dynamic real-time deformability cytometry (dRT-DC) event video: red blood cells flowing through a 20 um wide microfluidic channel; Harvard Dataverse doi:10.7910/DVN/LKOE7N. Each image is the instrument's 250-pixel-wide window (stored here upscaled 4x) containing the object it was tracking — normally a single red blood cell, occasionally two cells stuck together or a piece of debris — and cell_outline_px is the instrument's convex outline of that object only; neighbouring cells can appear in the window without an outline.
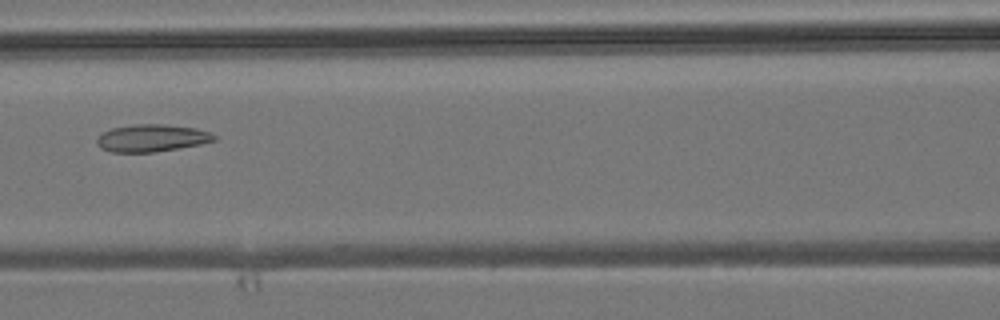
{"species": "common noctule bat (a hibernating species)", "species_latin": "Nyctalus noctula", "temperature_condition": "room temperature", "stored_images_in_passage": 7, "camera_frame_rate_fps": 3000, "um_per_image_px": 0.085, "animal": {"sex": "male", "body_mass_g": 19.2, "forearm_length_mm": 51.8}, "frame": {"image": 1, "passage_image": 7, "time_ms": 7.0, "image_size_px": [1000, 320], "cell_outline_px": [[216, 140], [200, 144], [180, 148], [152, 152], [112, 152], [100, 148], [96, 144], [96, 140], [104, 132], [112, 128], [136, 124], [164, 124], [196, 128], [208, 132], [216, 136]], "centroid_in_image_um": [12.89, 11.74], "position_along_channel_um": 153.7, "area_um2": 18.55}}